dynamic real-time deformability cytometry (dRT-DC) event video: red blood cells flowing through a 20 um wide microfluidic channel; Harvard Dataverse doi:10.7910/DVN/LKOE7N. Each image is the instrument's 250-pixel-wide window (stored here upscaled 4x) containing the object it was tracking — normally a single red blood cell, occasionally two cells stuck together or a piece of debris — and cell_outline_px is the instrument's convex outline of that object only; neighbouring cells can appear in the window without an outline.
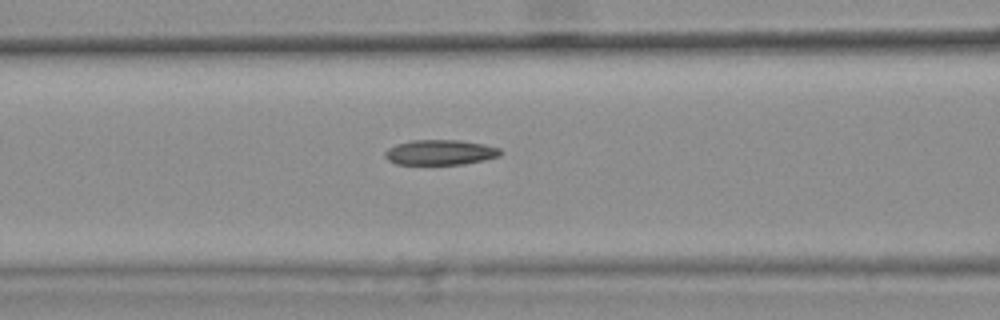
{"species": "common noctule bat (a hibernating species)", "species_latin": "Nyctalus noctula", "temperature_condition": "warm", "stored_images_in_passage": 38, "camera_frame_rate_fps": 3000, "um_per_image_px": 0.085, "animal": {"sex": "female", "body_mass_g": 25.1}, "frame": {"image": 1, "passage_image": 12, "time_ms": 3.667, "image_size_px": [1000, 320], "cell_outline_px": [[500, 156], [484, 160], [464, 164], [396, 164], [388, 160], [384, 156], [384, 152], [388, 148], [396, 144], [412, 140], [460, 140], [484, 144], [500, 148]], "centroid_in_image_um": [37.4, 12.95], "position_along_channel_um": 129.2, "area_um2": 16.94}}
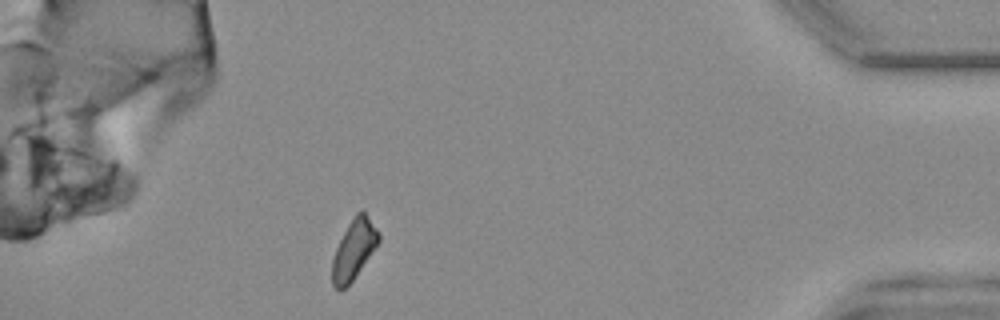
{"frame": {"image": 2, "passage_image": 38, "time_ms": 12.333, "image_size_px": [1000, 320], "cell_outline_px": [[380, 240], [352, 280], [340, 292], [332, 284], [332, 260], [336, 248], [352, 216], [360, 208], [364, 212], [380, 232]], "centroid_in_image_um": [30.07, 21.17], "position_along_channel_um": 405.1, "area_um2": 15.9}}